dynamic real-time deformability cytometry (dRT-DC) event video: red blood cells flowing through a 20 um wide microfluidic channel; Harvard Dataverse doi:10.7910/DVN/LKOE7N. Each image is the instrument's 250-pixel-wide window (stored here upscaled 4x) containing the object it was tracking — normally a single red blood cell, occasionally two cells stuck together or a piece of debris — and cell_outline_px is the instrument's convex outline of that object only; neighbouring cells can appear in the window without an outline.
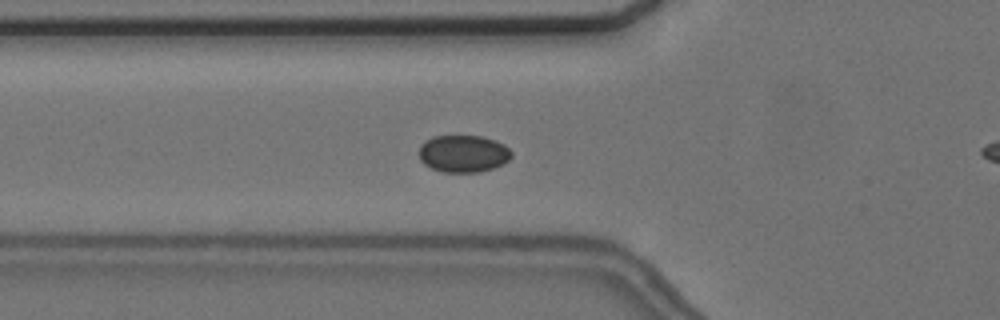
{"species": "common noctule bat (a hibernating species)", "species_latin": "Nyctalus noctula", "temperature_condition": "cold", "stored_images_in_passage": 37, "camera_frame_rate_fps": 3000, "um_per_image_px": 0.085, "animal": {"sex": "female", "body_mass_g": 24.6, "forearm_length_mm": 56.2}, "frame": {"image": 1, "passage_image": 10, "time_ms": 3.0, "image_size_px": [1000, 320], "cell_outline_px": [[512, 156], [504, 164], [480, 172], [440, 172], [424, 164], [420, 160], [420, 144], [424, 140], [432, 136], [480, 136], [496, 140], [504, 144], [512, 152]], "centroid_in_image_um": [39.38, 13.06], "position_along_channel_um": 86.4, "area_um2": 20.23}}
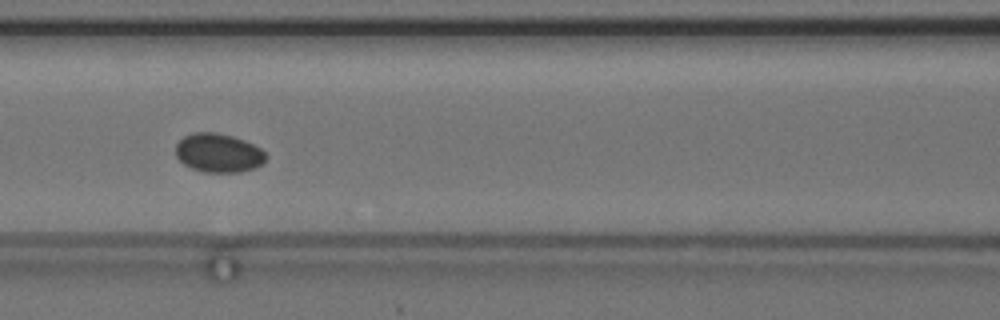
{"frame": {"image": 2, "passage_image": 15, "time_ms": 4.667, "image_size_px": [1000, 320], "cell_outline_px": [[268, 156], [256, 168], [240, 172], [204, 172], [192, 168], [184, 164], [176, 156], [176, 144], [184, 136], [192, 132], [216, 132], [232, 136], [244, 140], [260, 148]], "centroid_in_image_um": [18.56, 12.99], "position_along_channel_um": 148.0, "area_um2": 20.4}}